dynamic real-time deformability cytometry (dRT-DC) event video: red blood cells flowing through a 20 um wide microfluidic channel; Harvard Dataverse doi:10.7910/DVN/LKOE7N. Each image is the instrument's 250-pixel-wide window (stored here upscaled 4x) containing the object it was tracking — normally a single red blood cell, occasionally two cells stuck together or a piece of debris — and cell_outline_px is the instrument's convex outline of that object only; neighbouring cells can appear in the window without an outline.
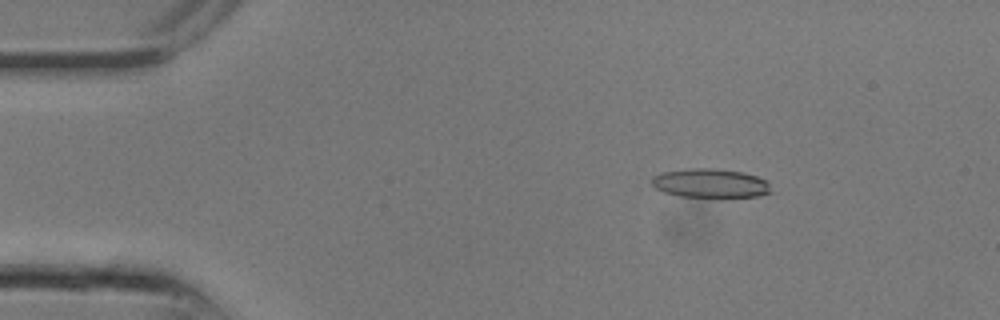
{"species": "common noctule bat (a hibernating species)", "species_latin": "Nyctalus noctula", "temperature_condition": "room temperature", "stored_images_in_passage": 11, "camera_frame_rate_fps": 3000, "um_per_image_px": 0.085, "animal": {"sex": "male", "body_mass_g": 13.3}, "frame": {"image": 1, "passage_image": 4, "time_ms": 1.0, "image_size_px": [1000, 320], "cell_outline_px": [[772, 192], [760, 196], [720, 200], [680, 196], [664, 192], [656, 188], [652, 184], [652, 176], [660, 172], [688, 168], [712, 168], [740, 172], [756, 176], [768, 180]], "centroid_in_image_um": [60.42, 15.62], "position_along_channel_um": 24.6, "area_um2": 21.15}}
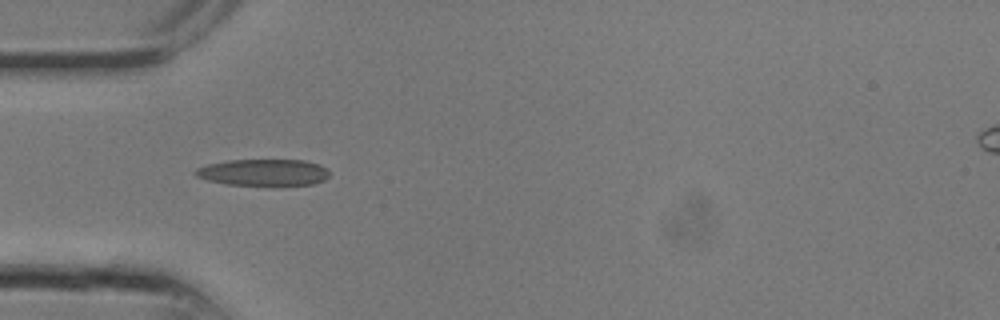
{"frame": {"image": 2, "passage_image": 8, "time_ms": 2.333, "image_size_px": [1000, 320], "cell_outline_px": [[328, 176], [324, 180], [312, 184], [276, 188], [224, 184], [208, 180], [196, 176], [192, 172], [196, 168], [208, 164], [228, 160], [304, 160], [320, 164], [328, 168]], "centroid_in_image_um": [22.41, 14.7], "position_along_channel_um": 62.6, "area_um2": 21.79}}
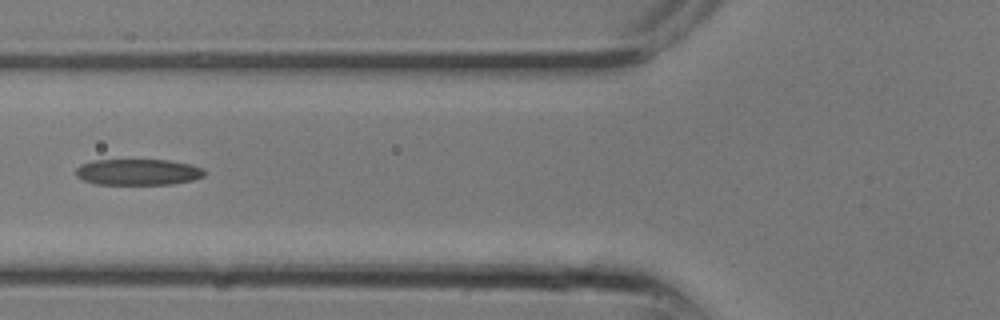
{"frame": {"image": 3, "passage_image": 10, "time_ms": 3.0, "image_size_px": [1000, 320], "cell_outline_px": [[204, 176], [192, 180], [172, 184], [96, 184], [84, 180], [76, 176], [76, 168], [80, 164], [92, 160], [168, 160], [192, 164], [204, 168]], "centroid_in_image_um": [11.73, 14.62], "position_along_channel_um": 114.1, "area_um2": 19.65}}